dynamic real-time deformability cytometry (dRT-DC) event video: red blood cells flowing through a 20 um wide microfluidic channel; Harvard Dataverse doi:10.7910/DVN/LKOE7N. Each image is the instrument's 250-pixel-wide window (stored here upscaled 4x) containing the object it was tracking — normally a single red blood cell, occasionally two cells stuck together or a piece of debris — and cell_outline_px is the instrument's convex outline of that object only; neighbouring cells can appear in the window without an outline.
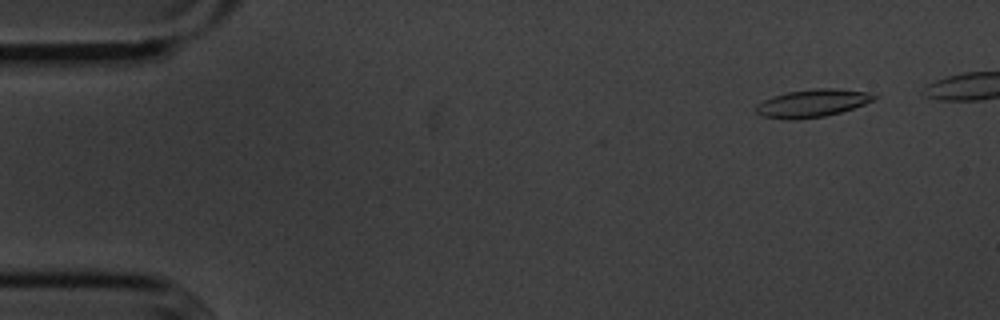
{"species": "common noctule bat (a hibernating species)", "species_latin": "Nyctalus noctula", "temperature_condition": "cold", "stored_images_in_passage": 49, "segment_of_instrument_passage": [1, 2], "camera_frame_rate_fps": 3000, "um_per_image_px": 0.085, "animal": {"sex": "male", "body_mass_g": 20.1, "forearm_length_mm": 53.5}, "frame": {"image": 1, "passage_image": 5, "time_ms": 1.333, "image_size_px": [1000, 320], "cell_outline_px": [[880, 96], [864, 104], [840, 112], [824, 116], [796, 120], [788, 120], [764, 116], [756, 112], [756, 104], [772, 96], [788, 92], [816, 88], [832, 88], [872, 92]], "centroid_in_image_um": [69.06, 8.76], "position_along_channel_um": 15.9, "area_um2": 19.07}}
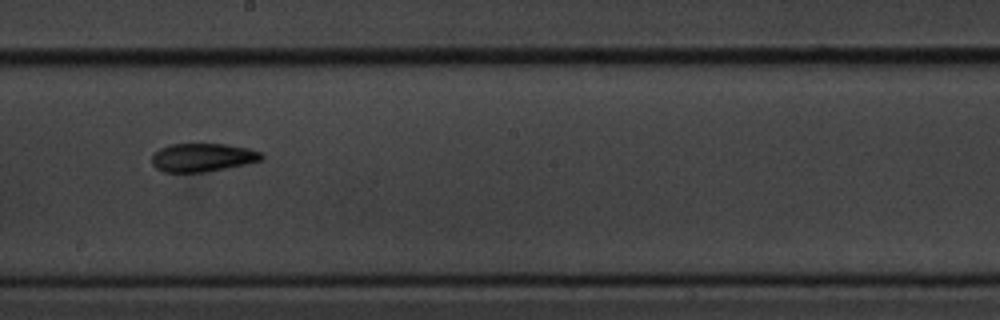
{"frame": {"image": 2, "passage_image": 31, "time_ms": 10.0, "image_size_px": [1000, 320], "cell_outline_px": [[264, 160], [204, 172], [164, 172], [156, 168], [152, 164], [152, 156], [160, 148], [168, 144], [224, 144], [248, 148], [264, 152]], "centroid_in_image_um": [17.24, 13.38], "position_along_channel_um": 231.0, "area_um2": 18.15}}
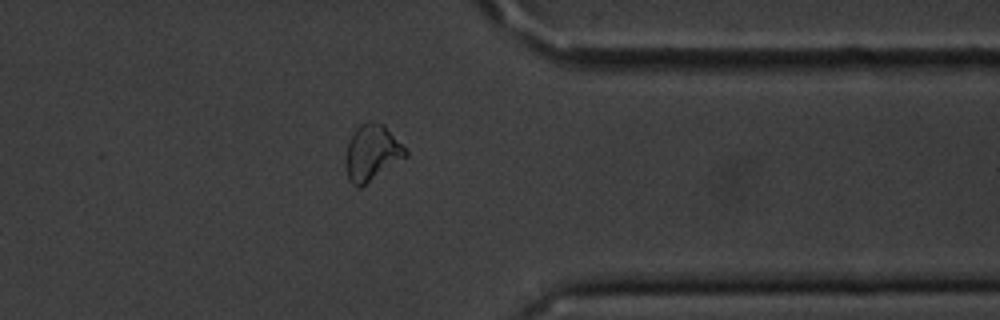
{"frame": {"image": 3, "passage_image": 44, "time_ms": 14.333, "image_size_px": [1000, 320], "cell_outline_px": [[408, 156], [360, 188], [356, 188], [348, 180], [344, 164], [344, 160], [348, 144], [356, 128], [360, 124], [372, 120], [384, 124], [408, 152]], "centroid_in_image_um": [31.59, 13.01], "position_along_channel_um": 379.8, "area_um2": 19.71}}